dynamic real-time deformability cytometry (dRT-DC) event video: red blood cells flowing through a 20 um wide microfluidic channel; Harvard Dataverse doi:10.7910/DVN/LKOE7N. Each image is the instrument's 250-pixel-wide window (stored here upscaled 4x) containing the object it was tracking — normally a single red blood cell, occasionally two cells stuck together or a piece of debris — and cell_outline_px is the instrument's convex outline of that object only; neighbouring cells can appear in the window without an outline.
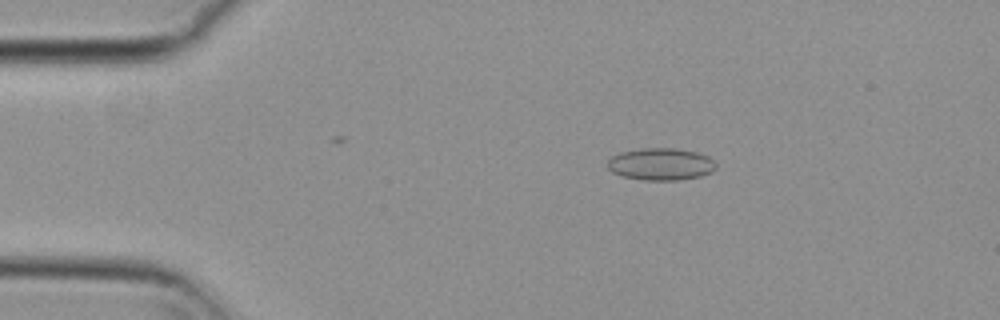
{"species": "common noctule bat (a hibernating species)", "species_latin": "Nyctalus noctula", "temperature_condition": "cold", "stored_images_in_passage": 48, "camera_frame_rate_fps": 3000, "um_per_image_px": 0.085, "animal": {"sex": "female", "body_mass_g": 29.2, "forearm_length_mm": 56.3}, "frame": {"image": 1, "passage_image": 10, "time_ms": 3.0, "image_size_px": [1000, 320], "cell_outline_px": [[716, 168], [712, 172], [700, 176], [680, 180], [644, 180], [624, 176], [612, 172], [608, 168], [608, 160], [612, 156], [620, 152], [640, 148], [676, 148], [696, 152], [708, 156], [716, 164]], "centroid_in_image_um": [56.18, 13.95], "position_along_channel_um": 28.8, "area_um2": 20.35}}
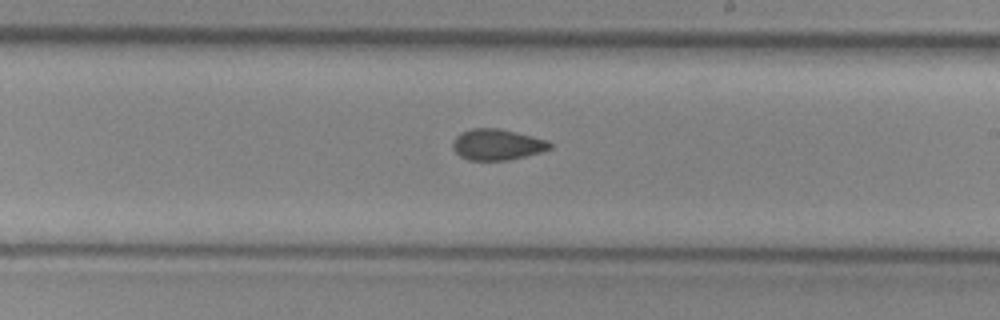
{"frame": {"image": 2, "passage_image": 32, "time_ms": 10.333, "image_size_px": [1000, 320], "cell_outline_px": [[552, 148], [540, 152], [524, 156], [504, 160], [468, 160], [460, 156], [452, 148], [452, 140], [460, 132], [472, 128], [496, 128], [516, 132], [548, 140], [552, 144]], "centroid_in_image_um": [42.22, 12.28], "position_along_channel_um": 246.8, "area_um2": 17.51}}
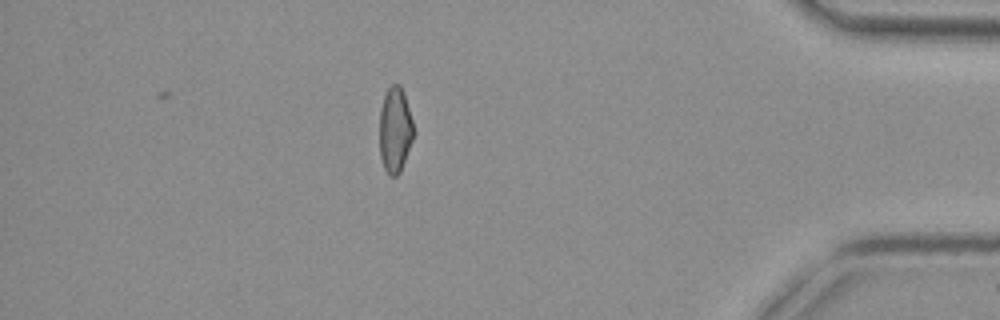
{"frame": {"image": 3, "passage_image": 48, "time_ms": 15.667, "image_size_px": [1000, 320], "cell_outline_px": [[412, 140], [400, 172], [396, 176], [388, 176], [384, 168], [380, 156], [380, 108], [384, 96], [388, 88], [392, 84], [400, 84], [404, 92], [412, 120]], "centroid_in_image_um": [33.56, 11.03], "position_along_channel_um": 401.6, "area_um2": 16.76}, "authors_computed_cell_mechanics": {"area_um2": 18.2648, "velocity_mm_per_s": 3.7313, "shape_relaxation_time_tau1_ms": null, "shape_relaxation_time_tau2_ms": 3.1814, "deformation_change_tau1": null, "deformation_change_tau2": 0.0894}}